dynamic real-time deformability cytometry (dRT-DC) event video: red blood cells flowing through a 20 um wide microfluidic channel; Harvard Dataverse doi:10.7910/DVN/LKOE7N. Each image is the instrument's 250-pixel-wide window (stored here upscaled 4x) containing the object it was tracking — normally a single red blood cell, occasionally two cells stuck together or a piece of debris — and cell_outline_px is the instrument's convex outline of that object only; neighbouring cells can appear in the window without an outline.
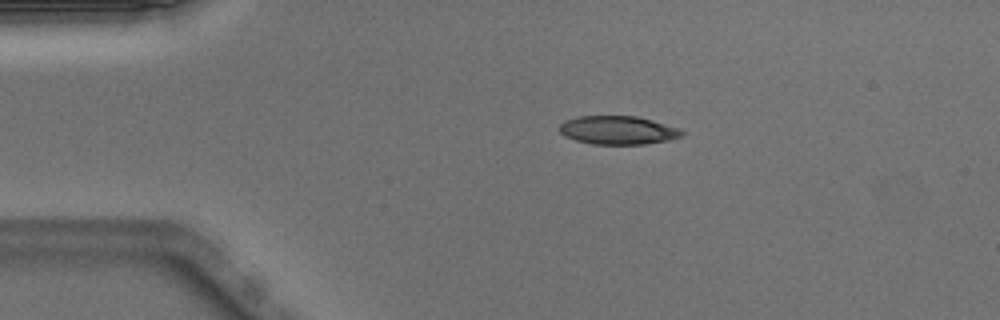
{"species": "Egyptian fruit bat (a non-hibernating species)", "species_latin": "Rousettus aegyptiacus", "temperature_condition": "warm", "stored_images_in_passage": 49, "camera_frame_rate_fps": 3000, "um_per_image_px": 0.085, "animal": {"sex": "male"}, "frame": {"image": 1, "passage_image": 9, "time_ms": 2.667, "image_size_px": [1000, 320], "cell_outline_px": [[684, 136], [668, 140], [644, 144], [592, 144], [576, 140], [564, 136], [560, 132], [560, 124], [564, 120], [576, 116], [636, 116], [652, 120], [680, 128], [684, 132]], "centroid_in_image_um": [52.53, 11.06], "position_along_channel_um": 32.5, "area_um2": 20.4}}
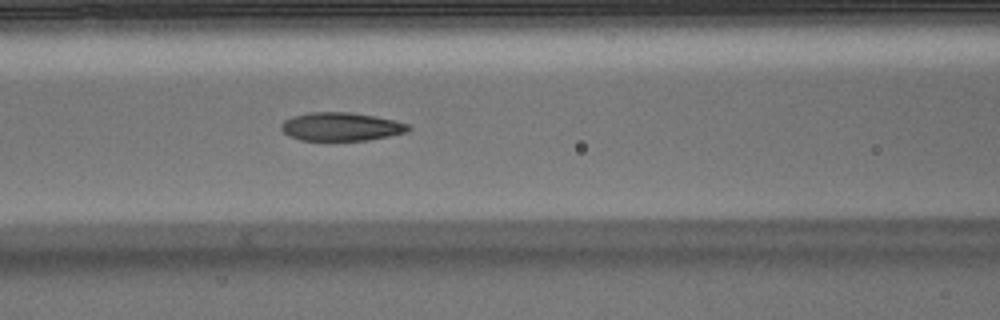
{"frame": {"image": 2, "passage_image": 20, "time_ms": 6.333, "image_size_px": [1000, 320], "cell_outline_px": [[412, 128], [408, 132], [368, 140], [300, 140], [288, 136], [280, 128], [280, 124], [284, 120], [292, 116], [308, 112], [348, 112], [376, 116], [396, 120], [408, 124]], "centroid_in_image_um": [28.99, 10.76], "position_along_channel_um": 137.6, "area_um2": 21.21}}
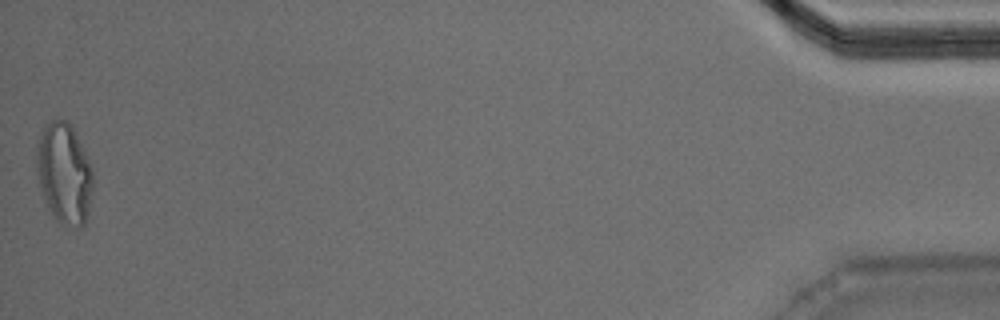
{"frame": {"image": 3, "passage_image": 49, "time_ms": 16.0, "image_size_px": [1000, 320], "cell_outline_px": [[92, 188], [88, 212], [84, 224], [80, 228], [60, 220], [48, 208], [36, 172], [36, 148], [44, 124], [52, 120], [68, 120], [88, 160], [92, 172]], "centroid_in_image_um": [5.44, 14.69], "position_along_channel_um": 429.8, "area_um2": 32.19}, "authors_computed_cell_mechanics": {"area_um2": 21.4438, "velocity_mm_per_s": 4.0088, "shape_relaxation_time_tau1_ms": null, "shape_relaxation_time_tau2_ms": 1.6757, "deformation_change_tau1": null, "deformation_change_tau2": 0.083}}